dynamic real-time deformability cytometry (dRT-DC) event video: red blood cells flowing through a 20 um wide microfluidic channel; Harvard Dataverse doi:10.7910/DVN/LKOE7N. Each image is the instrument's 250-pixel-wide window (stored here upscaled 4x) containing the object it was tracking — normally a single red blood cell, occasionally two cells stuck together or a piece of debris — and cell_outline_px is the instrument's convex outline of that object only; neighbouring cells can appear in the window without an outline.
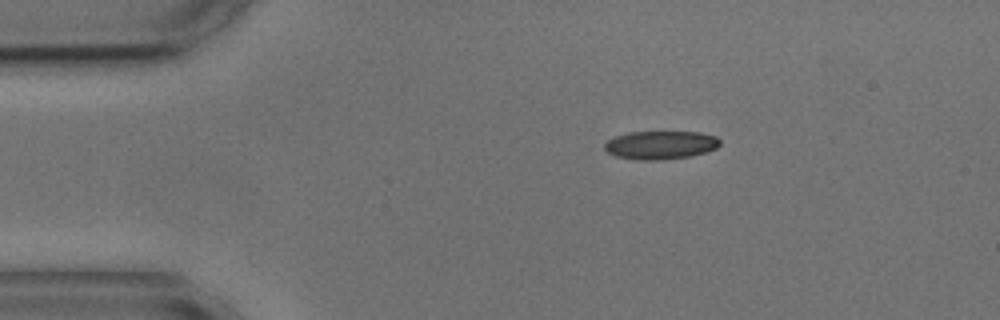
{"species": "common noctule bat (a hibernating species)", "species_latin": "Nyctalus noctula", "temperature_condition": "cold", "stored_images_in_passage": 2, "camera_frame_rate_fps": 3000, "um_per_image_px": 0.085, "animal": {"sex": "male", "body_mass_g": 17.9, "forearm_length_mm": 54.2}, "frame": {"image": 1, "passage_image": 1, "time_ms": 0.0, "image_size_px": [1000, 320], "cell_outline_px": [[720, 144], [716, 148], [704, 152], [688, 156], [656, 160], [640, 160], [616, 156], [608, 152], [604, 148], [604, 144], [608, 140], [616, 136], [628, 132], [700, 132], [716, 136], [720, 140]], "centroid_in_image_um": [56.14, 12.31], "position_along_channel_um": 28.9, "area_um2": 18.84}}